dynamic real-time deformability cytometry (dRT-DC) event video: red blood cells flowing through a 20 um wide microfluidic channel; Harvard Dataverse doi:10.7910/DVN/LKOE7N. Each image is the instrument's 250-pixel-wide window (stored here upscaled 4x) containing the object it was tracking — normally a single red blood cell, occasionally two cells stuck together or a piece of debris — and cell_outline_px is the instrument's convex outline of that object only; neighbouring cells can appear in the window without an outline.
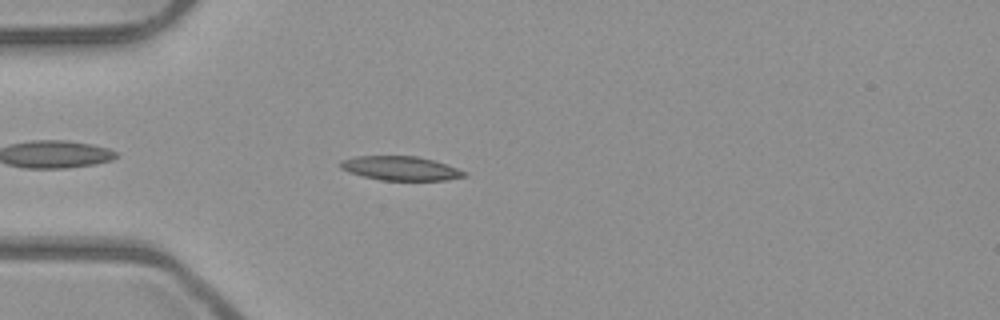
{"species": "common noctule bat (a hibernating species)", "species_latin": "Nyctalus noctula", "temperature_condition": "room temperature", "stored_images_in_passage": 42, "camera_frame_rate_fps": 3000, "um_per_image_px": 0.085, "animal": {"sex": "male", "body_mass_g": 23.1, "forearm_length_mm": 52.7}, "frame": {"image": 1, "passage_image": 5, "time_ms": 1.333, "image_size_px": [1000, 320], "cell_outline_px": [[468, 176], [444, 180], [380, 180], [348, 172], [340, 168], [340, 160], [356, 156], [416, 156], [432, 160], [468, 172]], "centroid_in_image_um": [34.03, 14.31], "position_along_channel_um": 51.0, "area_um2": 17.28}}
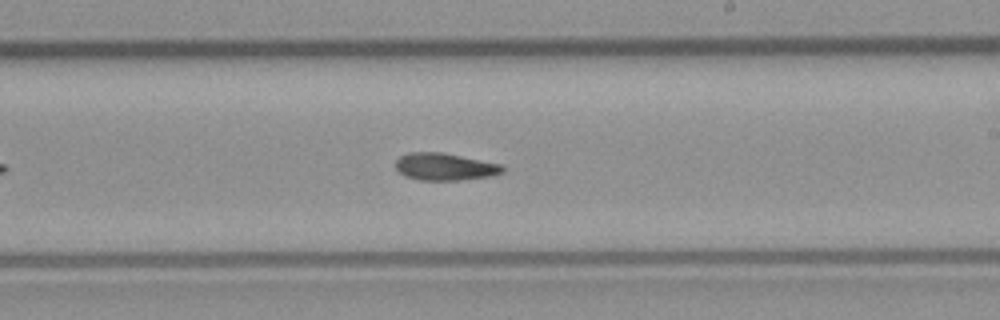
{"frame": {"image": 2, "passage_image": 21, "time_ms": 6.667, "image_size_px": [1000, 320], "cell_outline_px": [[504, 172], [492, 176], [460, 180], [420, 180], [404, 176], [396, 168], [396, 160], [400, 156], [408, 152], [440, 152], [500, 164], [504, 168]], "centroid_in_image_um": [37.79, 14.18], "position_along_channel_um": 251.2, "area_um2": 16.88}}
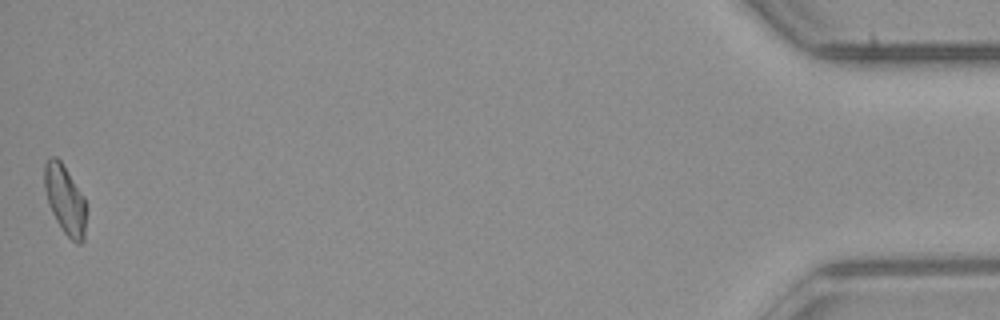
{"frame": {"image": 3, "passage_image": 42, "time_ms": 13.667, "image_size_px": [1000, 320], "cell_outline_px": [[84, 240], [80, 244], [76, 244], [64, 232], [56, 220], [48, 204], [44, 188], [44, 164], [48, 156], [56, 156], [60, 160], [84, 196]], "centroid_in_image_um": [5.49, 16.93], "position_along_channel_um": 429.7, "area_um2": 16.59}, "authors_computed_cell_mechanics": {"area_um2": 16.9354, "velocity_mm_per_s": 3.9816, "shape_relaxation_time_tau1_ms": 9.2573, "shape_relaxation_time_tau2_ms": null, "deformation_change_tau1": 0.2027, "deformation_change_tau2": null}}